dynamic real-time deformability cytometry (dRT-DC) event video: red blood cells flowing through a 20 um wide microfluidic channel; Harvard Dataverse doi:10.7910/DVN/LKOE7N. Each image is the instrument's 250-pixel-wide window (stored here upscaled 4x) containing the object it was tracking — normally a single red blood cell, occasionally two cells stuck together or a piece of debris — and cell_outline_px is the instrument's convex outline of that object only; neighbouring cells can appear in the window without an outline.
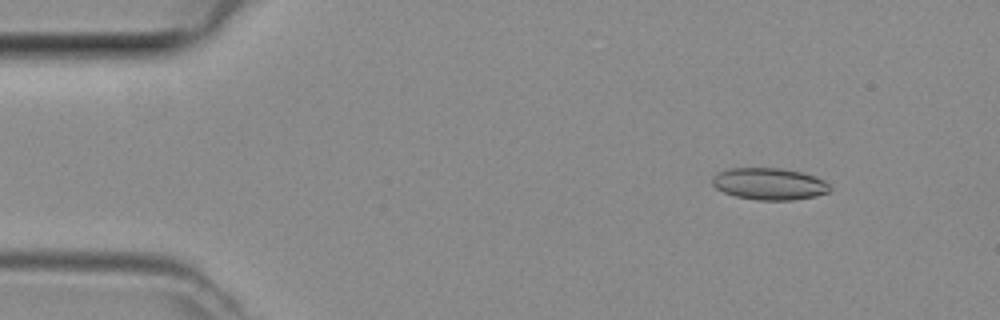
{"species": "common noctule bat (a hibernating species)", "species_latin": "Nyctalus noctula", "temperature_condition": "room temperature", "stored_images_in_passage": 48, "camera_frame_rate_fps": 3000, "um_per_image_px": 0.085, "animal": {"sex": "female", "body_mass_g": 29.2, "forearm_length_mm": 56.3}, "frame": {"image": 1, "passage_image": 6, "time_ms": 1.667, "image_size_px": [1000, 320], "cell_outline_px": [[832, 188], [828, 192], [816, 196], [792, 200], [756, 200], [736, 196], [724, 192], [716, 188], [712, 184], [712, 176], [728, 168], [780, 168], [800, 172], [824, 180]], "centroid_in_image_um": [65.38, 15.63], "position_along_channel_um": 19.6, "area_um2": 21.73}}
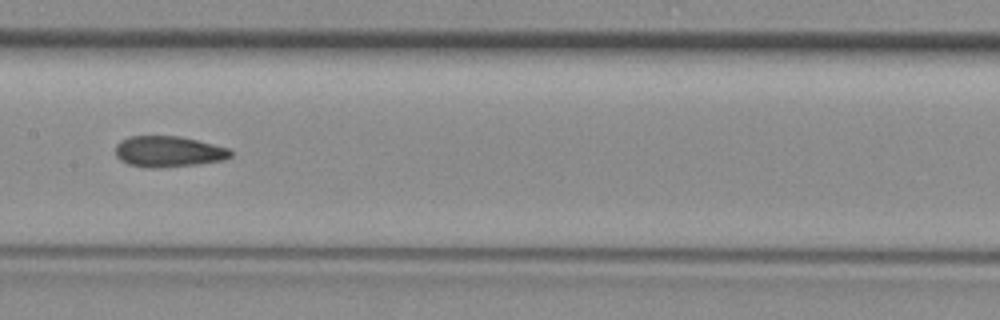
{"frame": {"image": 2, "passage_image": 24, "time_ms": 7.667, "image_size_px": [1000, 320], "cell_outline_px": [[232, 156], [224, 160], [196, 164], [160, 168], [148, 168], [128, 164], [120, 160], [116, 156], [116, 144], [120, 140], [128, 136], [176, 136], [196, 140], [228, 148], [232, 152]], "centroid_in_image_um": [14.28, 12.89], "position_along_channel_um": 193.1, "area_um2": 20.75}}
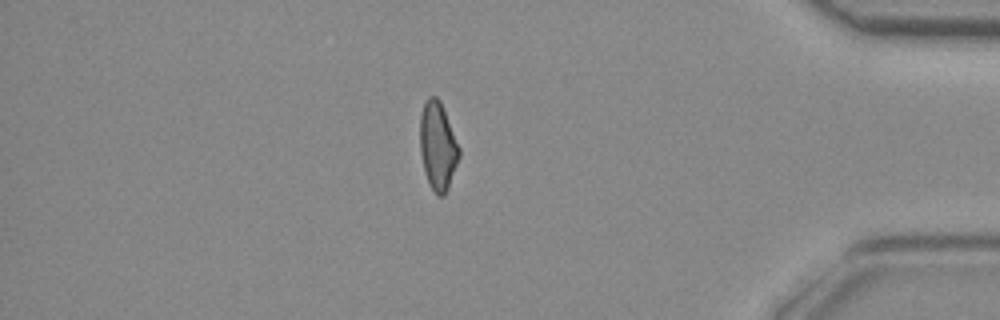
{"frame": {"image": 3, "passage_image": 41, "time_ms": 13.333, "image_size_px": [1000, 320], "cell_outline_px": [[460, 156], [448, 188], [444, 196], [436, 196], [424, 172], [420, 152], [420, 116], [424, 104], [428, 96], [436, 96], [440, 100], [460, 148]], "centroid_in_image_um": [37.21, 12.41], "position_along_channel_um": 398.0, "area_um2": 20.06}}